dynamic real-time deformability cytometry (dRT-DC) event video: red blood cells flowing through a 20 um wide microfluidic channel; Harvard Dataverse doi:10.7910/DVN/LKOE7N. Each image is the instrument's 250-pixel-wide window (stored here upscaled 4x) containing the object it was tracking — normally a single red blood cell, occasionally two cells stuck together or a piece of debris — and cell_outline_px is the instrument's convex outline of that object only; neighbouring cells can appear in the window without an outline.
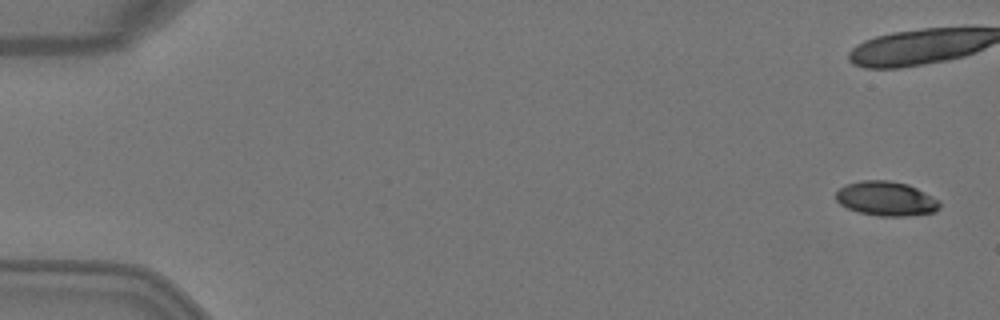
{"species": "Egyptian fruit bat (a non-hibernating species)", "species_latin": "Rousettus aegyptiacus", "temperature_condition": "warm", "stored_images_in_passage": 6, "camera_frame_rate_fps": 3000, "um_per_image_px": 0.085, "animal": {"sex": "female"}, "frame": {"image": 1, "passage_image": 1, "time_ms": 0.0, "image_size_px": [1000, 320], "cell_outline_px": [[940, 208], [936, 212], [908, 216], [880, 216], [860, 212], [848, 208], [840, 204], [836, 200], [836, 192], [840, 188], [848, 184], [860, 180], [888, 180], [908, 184], [940, 200]], "centroid_in_image_um": [75.35, 16.89], "position_along_channel_um": 9.6, "area_um2": 20.81}}